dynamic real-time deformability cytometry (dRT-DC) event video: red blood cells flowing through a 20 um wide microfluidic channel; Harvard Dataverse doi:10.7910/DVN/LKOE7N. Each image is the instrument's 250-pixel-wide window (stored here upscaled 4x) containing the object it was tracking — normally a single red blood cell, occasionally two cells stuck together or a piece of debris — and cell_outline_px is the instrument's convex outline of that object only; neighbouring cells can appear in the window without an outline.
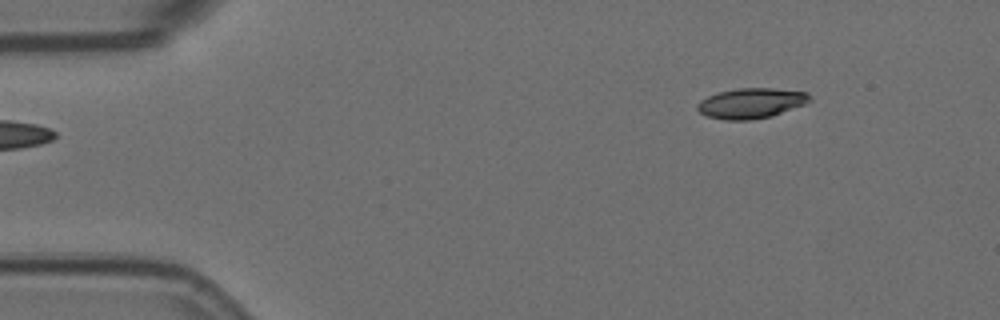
{"species": "Egyptian fruit bat (a non-hibernating species)", "species_latin": "Rousettus aegyptiacus", "temperature_condition": "room temperature", "stored_images_in_passage": 5, "segment_of_instrument_passage": [2, 2], "camera_frame_rate_fps": 3000, "um_per_image_px": 0.085, "animal": {"sex": "female"}, "frame": {"image": 1, "passage_image": 5, "time_ms": 1.333, "image_size_px": [1000, 320], "cell_outline_px": [[812, 100], [804, 104], [772, 116], [748, 120], [724, 120], [708, 116], [700, 112], [696, 108], [696, 104], [700, 100], [708, 96], [720, 92], [736, 88], [772, 88], [808, 92], [812, 96]], "centroid_in_image_um": [63.86, 8.76], "position_along_channel_um": 21.1, "area_um2": 19.83}}